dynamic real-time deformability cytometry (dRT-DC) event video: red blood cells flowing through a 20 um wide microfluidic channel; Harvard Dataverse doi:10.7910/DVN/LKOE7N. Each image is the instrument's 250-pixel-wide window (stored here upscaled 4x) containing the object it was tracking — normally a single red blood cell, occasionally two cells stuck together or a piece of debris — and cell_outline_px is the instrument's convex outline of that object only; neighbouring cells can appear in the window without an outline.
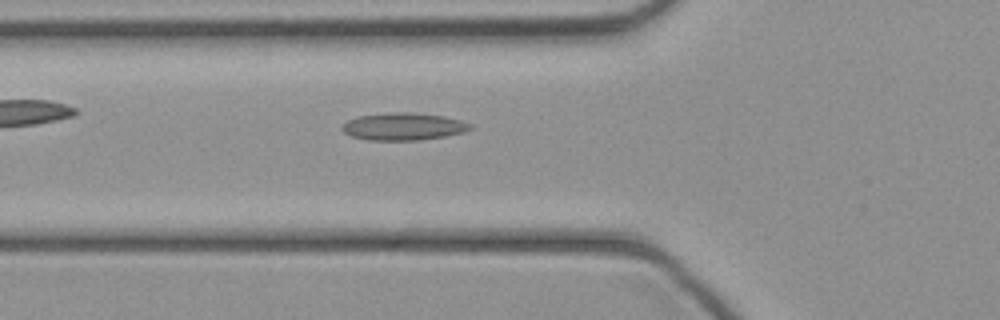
{"species": "common noctule bat (a hibernating species)", "species_latin": "Nyctalus noctula", "temperature_condition": "cold", "stored_images_in_passage": 45, "camera_frame_rate_fps": 3000, "um_per_image_px": 0.085, "animal": {"sex": "female", "body_mass_g": 21.9}, "frame": {"image": 1, "passage_image": 16, "time_ms": 5.0, "image_size_px": [1000, 320], "cell_outline_px": [[476, 128], [464, 132], [448, 136], [420, 140], [368, 140], [352, 136], [344, 132], [340, 128], [340, 124], [348, 120], [360, 116], [392, 112], [408, 112], [444, 116], [460, 120], [472, 124]], "centroid_in_image_um": [34.32, 10.76], "position_along_channel_um": 91.5, "area_um2": 20.63}}
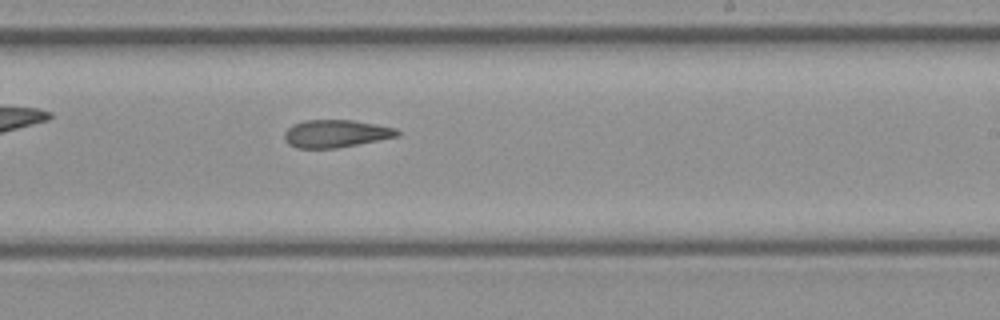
{"frame": {"image": 2, "passage_image": 27, "time_ms": 8.667, "image_size_px": [1000, 320], "cell_outline_px": [[400, 136], [336, 148], [296, 148], [288, 144], [284, 140], [284, 132], [292, 124], [304, 120], [352, 120], [376, 124], [396, 128], [400, 132]], "centroid_in_image_um": [28.52, 11.35], "position_along_channel_um": 260.5, "area_um2": 18.26}}
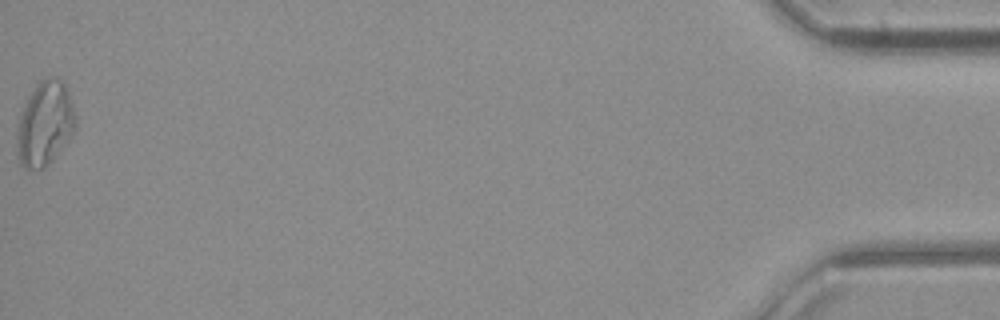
{"frame": {"image": 3, "passage_image": 45, "time_ms": 14.667, "image_size_px": [1000, 320], "cell_outline_px": [[76, 128], [48, 164], [44, 168], [24, 168], [20, 164], [16, 156], [16, 136], [20, 116], [24, 104], [28, 96], [36, 84], [40, 80], [48, 76], [52, 76], [60, 80], [64, 84], [68, 92], [76, 116]], "centroid_in_image_um": [3.78, 10.5], "position_along_channel_um": 431.4, "area_um2": 28.61}}